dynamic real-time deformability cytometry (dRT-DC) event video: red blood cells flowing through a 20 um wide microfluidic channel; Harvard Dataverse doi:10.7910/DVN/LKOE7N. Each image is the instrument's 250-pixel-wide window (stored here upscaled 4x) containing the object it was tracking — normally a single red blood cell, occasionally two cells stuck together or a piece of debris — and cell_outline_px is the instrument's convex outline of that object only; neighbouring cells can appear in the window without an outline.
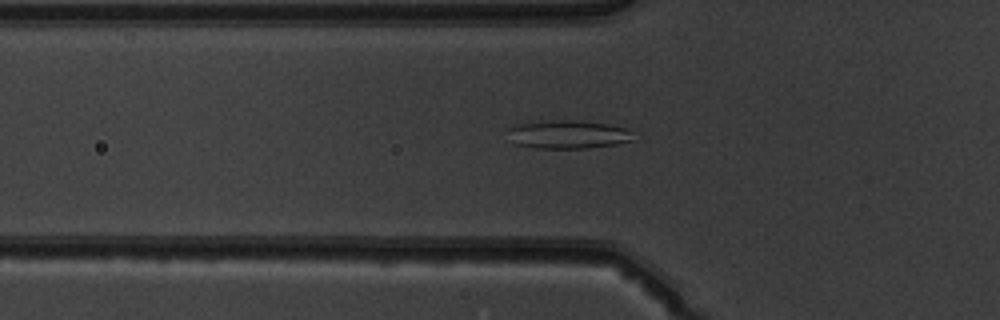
{"species": "common noctule bat (a hibernating species)", "species_latin": "Nyctalus noctula", "temperature_condition": "warm", "stored_images_in_passage": 50, "camera_frame_rate_fps": 3000, "um_per_image_px": 0.085, "animal": {"sex": "male", "body_mass_g": 19.5, "forearm_length_mm": 54.6}, "frame": {"image": 1, "passage_image": 18, "time_ms": 5.667, "image_size_px": [1000, 320], "cell_outline_px": [[632, 140], [616, 144], [588, 148], [536, 148], [516, 144], [508, 128], [516, 124], [552, 120], [568, 120], [608, 124], [624, 128], [632, 132]], "centroid_in_image_um": [48.3, 11.43], "position_along_channel_um": 77.5, "area_um2": 20.29}}
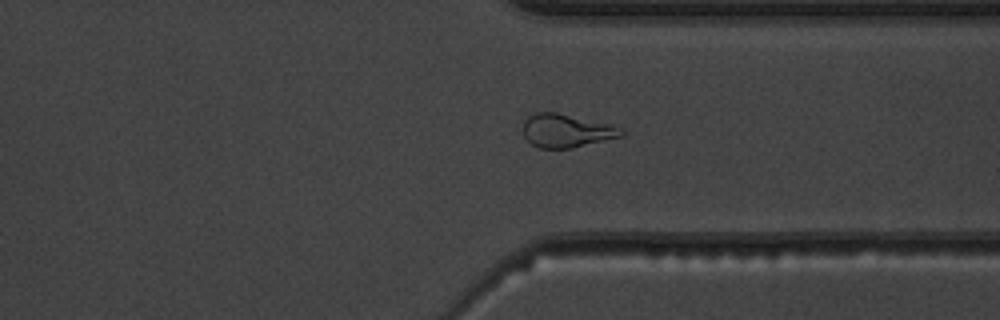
{"frame": {"image": 2, "passage_image": 39, "time_ms": 12.667, "image_size_px": [1000, 320], "cell_outline_px": [[624, 136], [572, 148], [540, 148], [532, 144], [524, 136], [524, 120], [528, 116], [536, 112], [556, 112], [612, 124], [624, 128]], "centroid_in_image_um": [48.19, 11.1], "position_along_channel_um": 363.2, "area_um2": 19.25}}
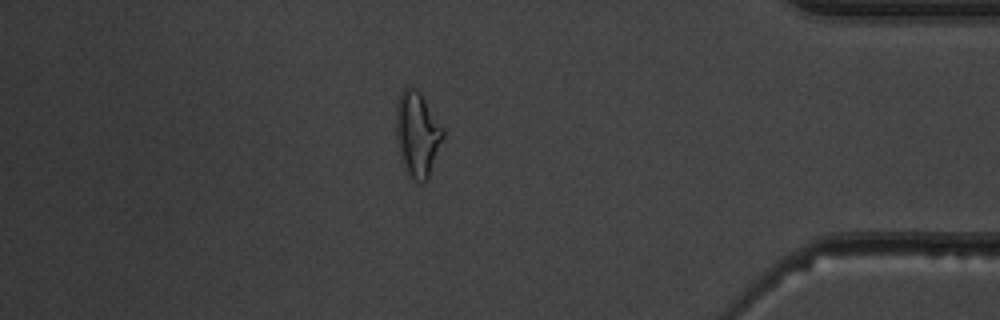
{"frame": {"image": 3, "passage_image": 44, "time_ms": 14.333, "image_size_px": [1000, 320], "cell_outline_px": [[444, 136], [428, 180], [424, 184], [416, 180], [404, 168], [400, 160], [396, 140], [396, 108], [400, 96], [404, 88], [416, 88], [420, 92], [444, 128]], "centroid_in_image_um": [35.48, 11.43], "position_along_channel_um": 399.7, "area_um2": 23.29}, "authors_computed_cell_mechanics": {"area_um2": 20.808, "velocity_mm_per_s": 4.0735, "shape_relaxation_time_tau1_ms": null, "shape_relaxation_time_tau2_ms": 2.1022, "deformation_change_tau1": null, "deformation_change_tau2": 0.0971}}